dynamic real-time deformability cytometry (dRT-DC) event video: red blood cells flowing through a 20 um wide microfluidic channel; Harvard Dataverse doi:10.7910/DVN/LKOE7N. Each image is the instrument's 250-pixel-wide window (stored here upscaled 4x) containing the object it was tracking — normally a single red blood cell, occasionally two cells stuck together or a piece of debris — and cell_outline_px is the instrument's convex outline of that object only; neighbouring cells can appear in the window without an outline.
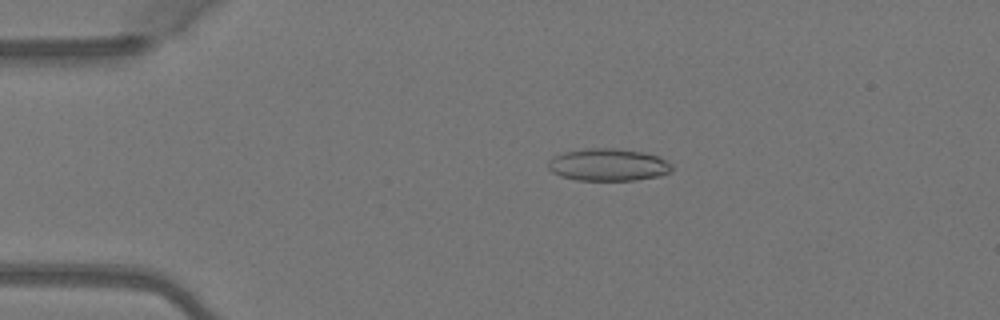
{"species": "Egyptian fruit bat (a non-hibernating species)", "species_latin": "Rousettus aegyptiacus", "temperature_condition": "warm", "stored_images_in_passage": 4, "camera_frame_rate_fps": 3000, "um_per_image_px": 0.085, "animal": {"sex": "female"}, "frame": {"image": 1, "passage_image": 3, "time_ms": 0.667, "image_size_px": [1000, 320], "cell_outline_px": [[672, 172], [660, 176], [636, 180], [576, 180], [560, 176], [552, 172], [548, 168], [548, 160], [552, 156], [564, 152], [584, 148], [612, 148], [644, 152], [660, 156], [672, 164]], "centroid_in_image_um": [51.7, 14.0], "position_along_channel_um": 33.3, "area_um2": 23.64}}